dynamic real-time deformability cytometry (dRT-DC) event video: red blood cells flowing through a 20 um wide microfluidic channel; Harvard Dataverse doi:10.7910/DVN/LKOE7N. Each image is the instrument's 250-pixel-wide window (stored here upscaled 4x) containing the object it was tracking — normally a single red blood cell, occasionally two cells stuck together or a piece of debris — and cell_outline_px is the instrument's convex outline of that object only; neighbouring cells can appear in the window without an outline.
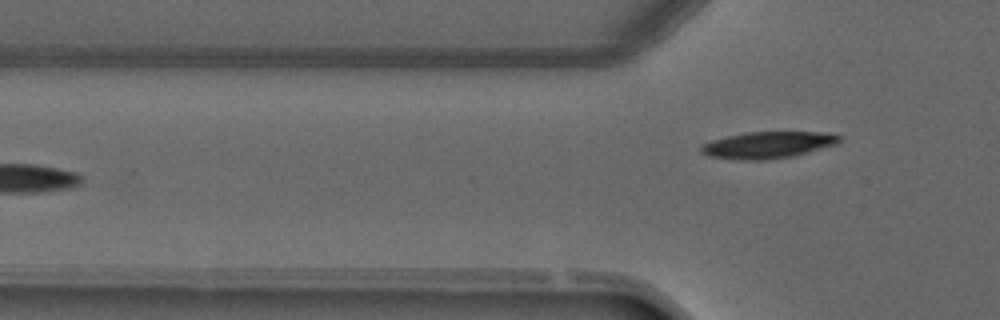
{"species": "common noctule bat (a hibernating species)", "species_latin": "Nyctalus noctula", "temperature_condition": "warm", "stored_images_in_passage": 4, "camera_frame_rate_fps": 3000, "um_per_image_px": 0.085, "animal": {"sex": "male", "forearm_length_mm": 52.5}, "frame": {"image": 1, "passage_image": 4, "time_ms": 3.667, "image_size_px": [1000, 320], "cell_outline_px": [[844, 136], [836, 144], [792, 156], [768, 160], [740, 160], [708, 156], [700, 152], [700, 144], [712, 140], [728, 136], [748, 132], [828, 132]], "centroid_in_image_um": [65.26, 12.32], "position_along_channel_um": 60.5, "area_um2": 21.56}}